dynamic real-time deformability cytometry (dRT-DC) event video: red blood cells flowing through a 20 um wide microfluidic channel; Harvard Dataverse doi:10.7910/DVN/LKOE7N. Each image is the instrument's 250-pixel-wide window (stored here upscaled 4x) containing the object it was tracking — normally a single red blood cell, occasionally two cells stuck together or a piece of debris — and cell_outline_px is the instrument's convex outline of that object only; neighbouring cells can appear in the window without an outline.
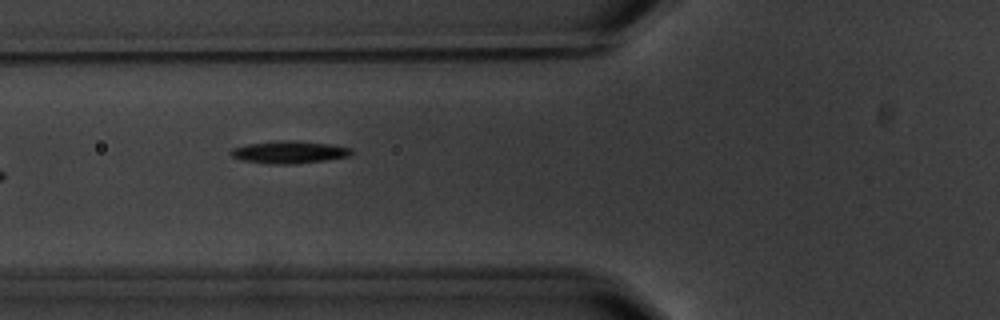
{"species": "common noctule bat (a hibernating species)", "species_latin": "Nyctalus noctula", "temperature_condition": "warm", "stored_images_in_passage": 7, "camera_frame_rate_fps": 3000, "um_per_image_px": 0.085, "animal": {"sex": "male", "body_mass_g": 20.1, "forearm_length_mm": 53.5}, "frame": {"image": 1, "passage_image": 6, "time_ms": 6.667, "image_size_px": [1000, 320], "cell_outline_px": [[352, 152], [348, 156], [324, 160], [292, 164], [276, 164], [244, 160], [232, 156], [228, 152], [232, 148], [248, 144], [280, 140], [292, 140], [328, 144], [352, 148]], "centroid_in_image_um": [24.56, 12.92], "position_along_channel_um": 101.2, "area_um2": 15.43}}
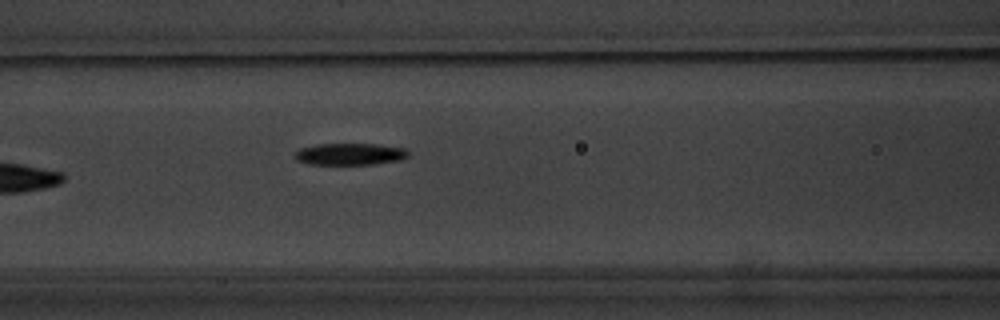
{"frame": {"image": 2, "passage_image": 7, "time_ms": 7.667, "image_size_px": [1000, 320], "cell_outline_px": [[408, 156], [404, 160], [372, 164], [308, 164], [296, 160], [292, 156], [300, 148], [316, 144], [376, 144], [408, 148]], "centroid_in_image_um": [29.76, 13.09], "position_along_channel_um": 136.8, "area_um2": 14.62}}